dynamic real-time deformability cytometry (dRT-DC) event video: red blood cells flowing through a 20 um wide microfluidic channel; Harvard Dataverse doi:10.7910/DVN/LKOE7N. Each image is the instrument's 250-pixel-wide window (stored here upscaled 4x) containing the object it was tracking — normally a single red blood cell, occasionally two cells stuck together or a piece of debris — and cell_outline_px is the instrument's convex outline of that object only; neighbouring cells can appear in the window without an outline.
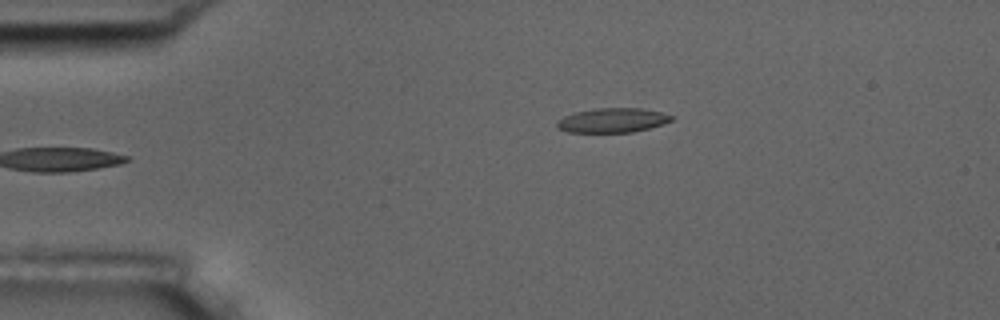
{"species": "common noctule bat (a hibernating species)", "species_latin": "Nyctalus noctula", "temperature_condition": "room temperature", "stored_images_in_passage": 5, "camera_frame_rate_fps": 3000, "um_per_image_px": 0.085, "animal": {"sex": "male", "body_mass_g": 17.5, "forearm_length_mm": 52.3}, "frame": {"image": 1, "passage_image": 5, "time_ms": 1.333, "image_size_px": [1000, 320], "cell_outline_px": [[676, 116], [672, 120], [664, 124], [632, 132], [568, 132], [556, 128], [556, 120], [564, 116], [576, 112], [592, 108], [640, 108], [660, 112]], "centroid_in_image_um": [52.04, 10.22], "position_along_channel_um": 33.0, "area_um2": 16.42}}